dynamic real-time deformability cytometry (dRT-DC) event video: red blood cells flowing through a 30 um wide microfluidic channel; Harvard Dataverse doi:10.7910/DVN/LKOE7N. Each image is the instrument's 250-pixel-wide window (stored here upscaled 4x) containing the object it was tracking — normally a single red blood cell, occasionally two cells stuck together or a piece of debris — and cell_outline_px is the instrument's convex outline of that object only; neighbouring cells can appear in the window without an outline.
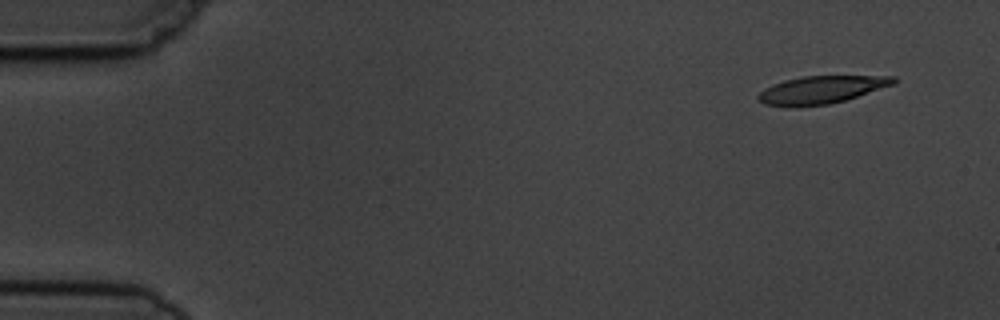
{"species": "common noctule bat (a hibernating species)", "species_latin": "Nyctalus noctula", "temperature_condition": "cold", "stored_images_in_passage": 5, "camera_frame_rate_fps": 3000, "um_per_image_px": 0.085, "animal": {"sex": "male", "body_mass_g": 19.5, "forearm_length_mm": 54.6}, "frame": {"image": 1, "passage_image": 1, "time_ms": 0.0, "image_size_px": [1000, 320], "cell_outline_px": [[896, 84], [844, 100], [828, 104], [792, 108], [764, 104], [756, 100], [756, 96], [764, 88], [772, 84], [784, 80], [804, 76], [896, 76]], "centroid_in_image_um": [69.76, 7.64], "position_along_channel_um": 15.2, "area_um2": 22.08}}
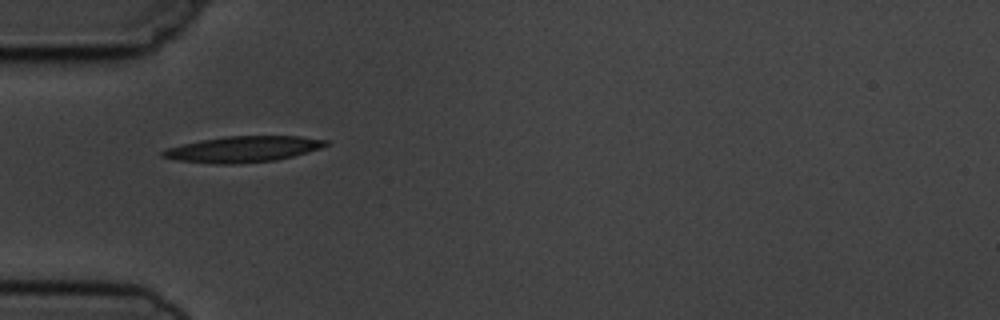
{"frame": {"image": 2, "passage_image": 4, "time_ms": 4.333, "image_size_px": [1000, 320], "cell_outline_px": [[332, 144], [308, 152], [276, 160], [232, 164], [212, 164], [176, 160], [160, 156], [160, 152], [164, 148], [200, 140], [224, 136], [300, 136], [328, 140]], "centroid_in_image_um": [20.64, 12.68], "position_along_channel_um": 64.4, "area_um2": 24.91}}
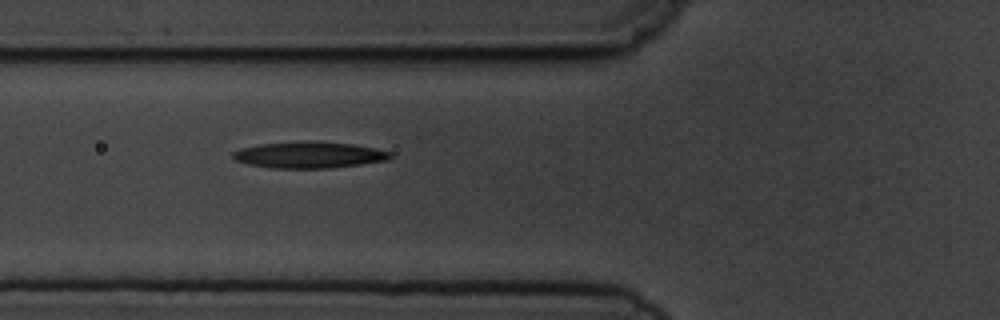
{"frame": {"image": 3, "passage_image": 5, "time_ms": 5.333, "image_size_px": [1000, 320], "cell_outline_px": [[392, 156], [388, 160], [360, 164], [328, 168], [272, 168], [248, 164], [236, 160], [232, 156], [232, 152], [240, 148], [260, 144], [304, 140], [312, 140], [352, 144], [392, 152]], "centroid_in_image_um": [26.25, 13.15], "position_along_channel_um": 99.6, "area_um2": 24.28}}